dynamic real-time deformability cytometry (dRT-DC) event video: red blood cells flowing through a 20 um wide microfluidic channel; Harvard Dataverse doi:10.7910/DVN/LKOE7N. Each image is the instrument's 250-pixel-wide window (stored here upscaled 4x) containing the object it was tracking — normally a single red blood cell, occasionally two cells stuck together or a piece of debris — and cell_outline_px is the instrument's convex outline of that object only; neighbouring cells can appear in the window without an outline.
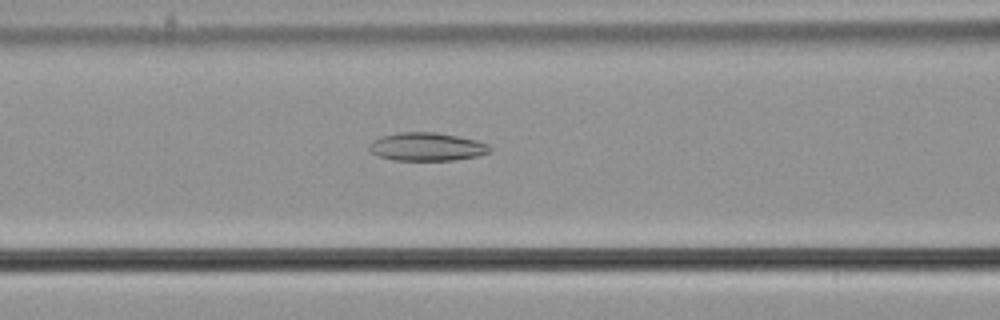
{"species": "common noctule bat (a hibernating species)", "species_latin": "Nyctalus noctula", "temperature_condition": "cold", "stored_images_in_passage": 51, "camera_frame_rate_fps": 3000, "um_per_image_px": 0.085, "animal": {"sex": "male", "body_mass_g": 21.5, "forearm_length_mm": 52.0}, "frame": {"image": 1, "passage_image": 19, "time_ms": 6.0, "image_size_px": [1000, 320], "cell_outline_px": [[492, 148], [488, 152], [480, 156], [452, 160], [392, 160], [380, 156], [372, 152], [368, 148], [368, 144], [372, 140], [380, 136], [400, 132], [436, 132], [476, 140], [488, 144]], "centroid_in_image_um": [36.26, 12.47], "position_along_channel_um": 130.3, "area_um2": 19.88}}
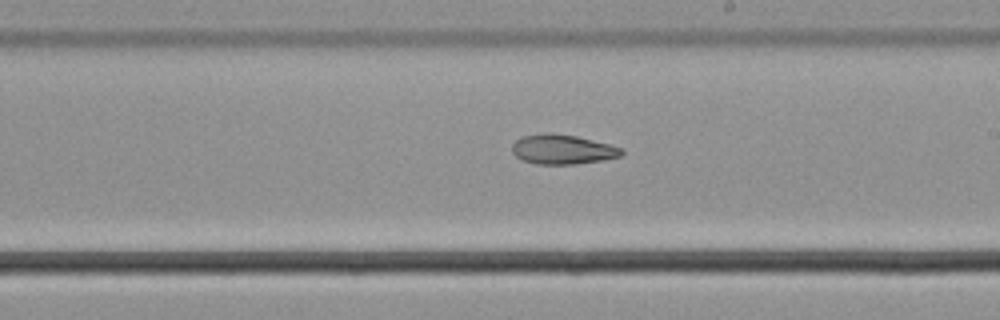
{"frame": {"image": 2, "passage_image": 28, "time_ms": 9.0, "image_size_px": [1000, 320], "cell_outline_px": [[624, 152], [620, 156], [600, 160], [576, 164], [536, 164], [524, 160], [516, 156], [512, 152], [512, 144], [516, 140], [524, 136], [544, 132], [552, 132], [576, 136], [624, 148]], "centroid_in_image_um": [47.8, 12.69], "position_along_channel_um": 241.2, "area_um2": 18.84}}
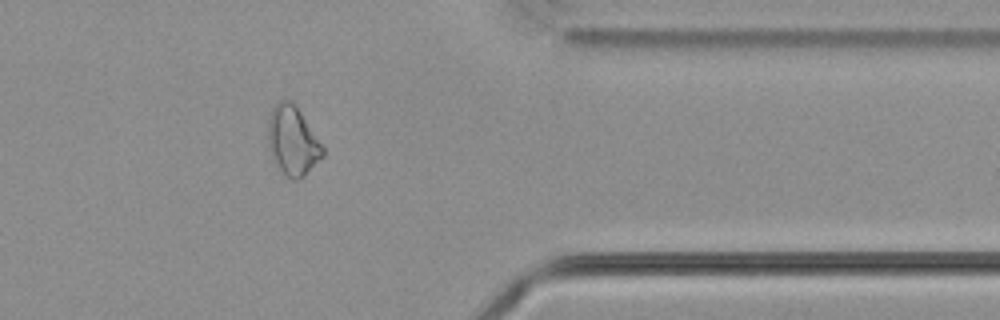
{"frame": {"image": 3, "passage_image": 41, "time_ms": 13.333, "image_size_px": [1000, 320], "cell_outline_px": [[324, 156], [300, 180], [292, 180], [276, 168], [272, 160], [268, 148], [268, 120], [272, 108], [280, 100], [292, 100], [296, 104], [324, 148]], "centroid_in_image_um": [24.86, 11.99], "position_along_channel_um": 386.5, "area_um2": 22.43}}